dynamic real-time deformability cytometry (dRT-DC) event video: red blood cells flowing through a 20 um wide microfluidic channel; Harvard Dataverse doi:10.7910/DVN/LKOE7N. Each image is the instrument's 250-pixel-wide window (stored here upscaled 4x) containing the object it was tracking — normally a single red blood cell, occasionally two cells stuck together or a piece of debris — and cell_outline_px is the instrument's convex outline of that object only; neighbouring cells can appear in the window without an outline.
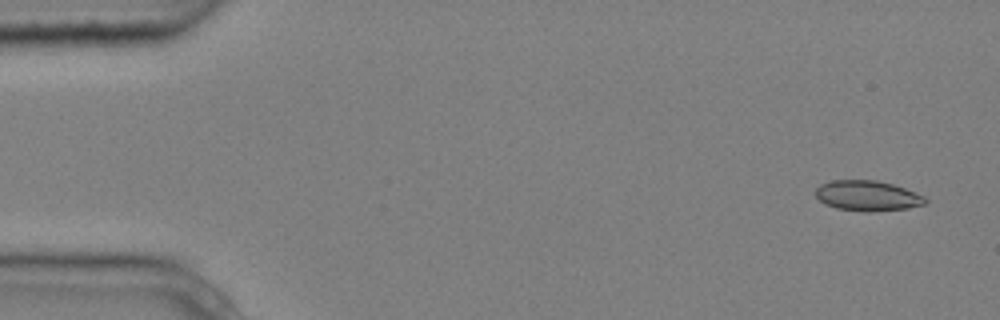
{"species": "common noctule bat (a hibernating species)", "species_latin": "Nyctalus noctula", "temperature_condition": "cold", "stored_images_in_passage": 7, "camera_frame_rate_fps": 3000, "um_per_image_px": 0.085, "animal": {"sex": "male", "body_mass_g": 20.4}, "frame": {"image": 1, "passage_image": 1, "time_ms": 0.0, "image_size_px": [1000, 320], "cell_outline_px": [[928, 200], [924, 204], [908, 208], [868, 212], [864, 212], [836, 208], [824, 204], [812, 192], [820, 184], [832, 180], [876, 180], [892, 184], [904, 188], [924, 196]], "centroid_in_image_um": [73.69, 16.64], "position_along_channel_um": 11.3, "area_um2": 19.48}}
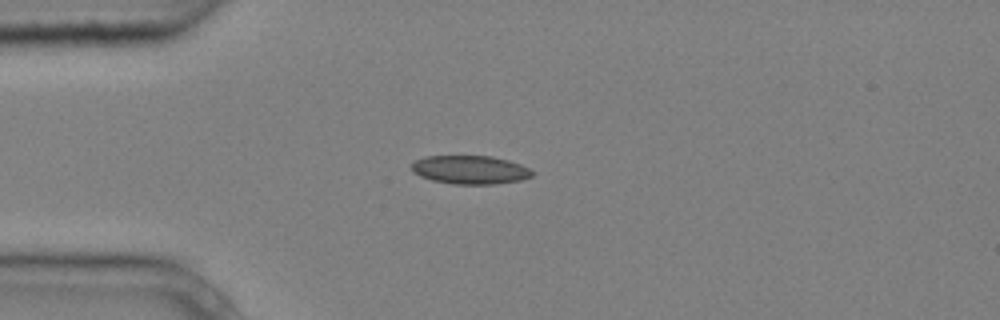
{"frame": {"image": 2, "passage_image": 3, "time_ms": 0.667, "image_size_px": [1000, 320], "cell_outline_px": [[532, 176], [520, 180], [492, 184], [452, 184], [432, 180], [420, 176], [412, 172], [412, 164], [416, 160], [424, 156], [492, 156], [508, 160], [520, 164], [528, 168], [532, 172]], "centroid_in_image_um": [39.93, 14.43], "position_along_channel_um": 45.1, "area_um2": 19.94}}
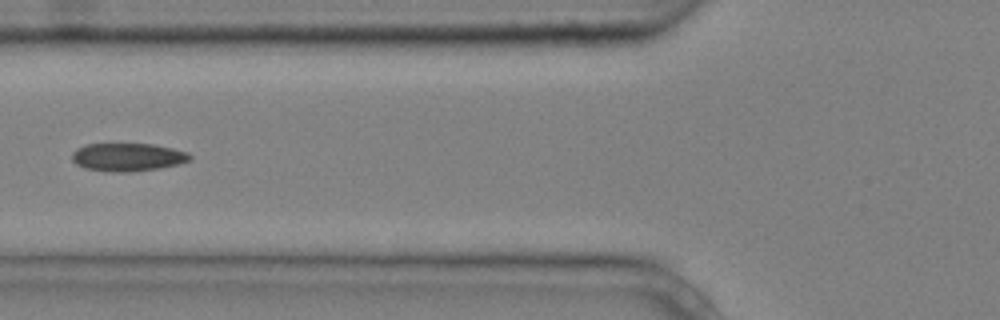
{"frame": {"image": 3, "passage_image": 5, "time_ms": 1.333, "image_size_px": [1000, 320], "cell_outline_px": [[192, 160], [180, 164], [156, 168], [128, 172], [112, 172], [84, 168], [76, 164], [72, 160], [72, 152], [76, 148], [84, 144], [152, 144], [172, 148], [188, 152], [192, 156]], "centroid_in_image_um": [10.85, 13.35], "position_along_channel_um": 115.0, "area_um2": 19.36}}